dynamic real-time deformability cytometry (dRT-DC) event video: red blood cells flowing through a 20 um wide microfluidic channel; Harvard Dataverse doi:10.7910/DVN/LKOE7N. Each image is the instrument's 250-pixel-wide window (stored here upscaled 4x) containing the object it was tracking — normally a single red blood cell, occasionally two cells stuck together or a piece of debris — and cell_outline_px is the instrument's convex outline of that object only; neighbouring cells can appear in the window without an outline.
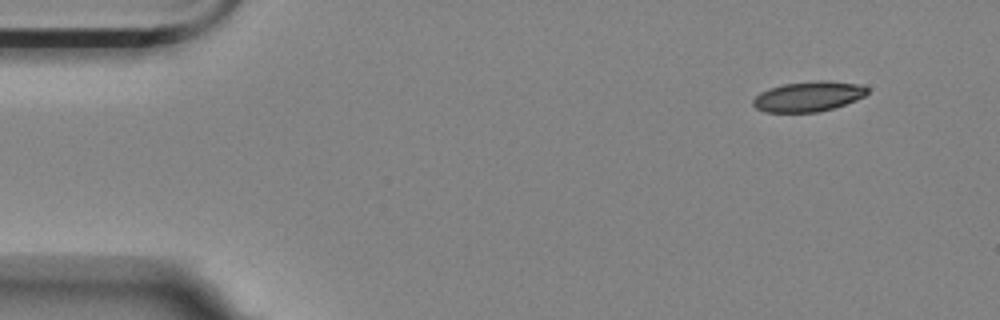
{"species": "Egyptian fruit bat (a non-hibernating species)", "species_latin": "Rousettus aegyptiacus", "temperature_condition": "room temperature", "stored_images_in_passage": 4, "camera_frame_rate_fps": 3000, "um_per_image_px": 0.085, "animal": {"sex": "female"}, "frame": {"image": 1, "passage_image": 1, "time_ms": 0.0, "image_size_px": [1000, 320], "cell_outline_px": [[868, 92], [864, 96], [856, 100], [832, 108], [816, 112], [764, 112], [756, 108], [752, 104], [752, 100], [760, 92], [784, 84], [820, 80], [828, 80], [860, 84], [868, 88]], "centroid_in_image_um": [68.71, 8.19], "position_along_channel_um": 16.3, "area_um2": 19.94}}
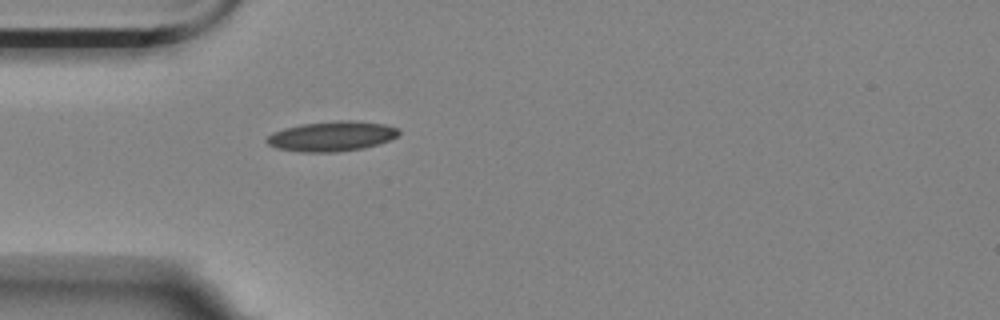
{"frame": {"image": 2, "passage_image": 4, "time_ms": 3.667, "image_size_px": [1000, 320], "cell_outline_px": [[400, 132], [396, 136], [388, 140], [364, 148], [336, 152], [300, 152], [276, 148], [268, 144], [264, 140], [272, 132], [284, 128], [300, 124], [340, 120], [352, 120], [384, 124], [400, 128]], "centroid_in_image_um": [28.17, 11.58], "position_along_channel_um": 56.8, "area_um2": 23.12}}